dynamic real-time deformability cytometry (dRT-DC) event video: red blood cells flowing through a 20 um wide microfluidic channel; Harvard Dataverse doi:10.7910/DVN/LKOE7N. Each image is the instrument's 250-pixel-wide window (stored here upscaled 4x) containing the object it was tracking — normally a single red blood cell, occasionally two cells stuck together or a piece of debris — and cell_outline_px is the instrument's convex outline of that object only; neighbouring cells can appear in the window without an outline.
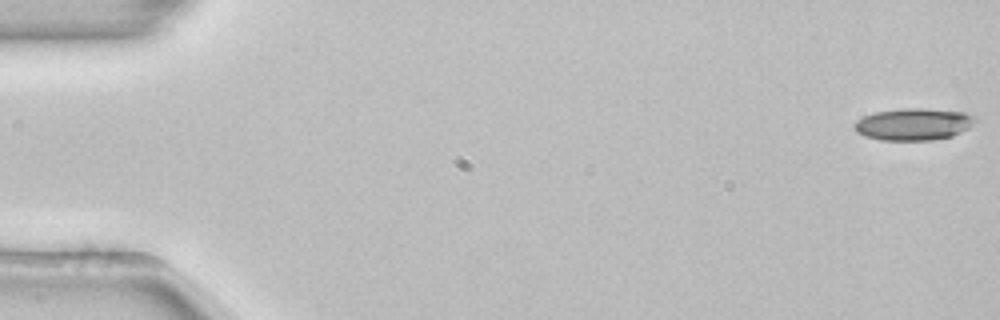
{"species": "common noctule bat (a hibernating species)", "species_latin": "Nyctalus noctula", "temperature_condition": "room temperature", "stored_images_in_passage": 53, "camera_frame_rate_fps": 3000, "um_per_image_px": 0.085, "animal": {"sex": "female", "body_mass_g": 22.7, "forearm_length_mm": 54.2}, "frame": {"image": 1, "passage_image": 1, "time_ms": 0.0, "image_size_px": [1000, 320], "cell_outline_px": [[976, 120], [968, 128], [952, 136], [932, 140], [880, 140], [864, 136], [856, 132], [852, 128], [852, 124], [856, 120], [864, 116], [876, 112], [900, 108], [924, 108], [964, 112], [976, 116]], "centroid_in_image_um": [77.61, 10.55], "position_along_channel_um": 7.4, "area_um2": 22.72}}
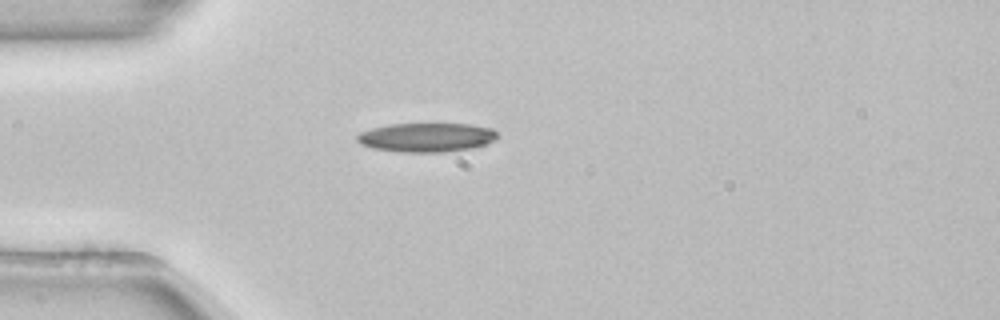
{"frame": {"image": 2, "passage_image": 15, "time_ms": 4.667, "image_size_px": [1000, 320], "cell_outline_px": [[500, 136], [496, 140], [472, 148], [444, 152], [396, 152], [372, 148], [360, 144], [356, 140], [356, 136], [360, 132], [372, 128], [392, 124], [472, 124], [492, 128]], "centroid_in_image_um": [36.26, 11.68], "position_along_channel_um": 48.7, "area_um2": 23.93}}
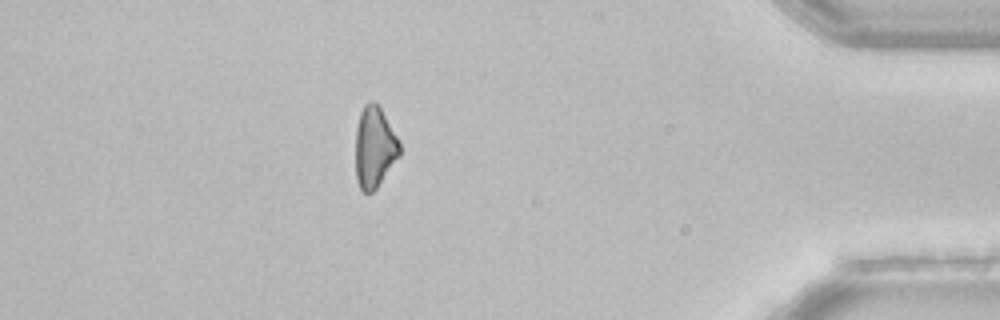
{"frame": {"image": 3, "passage_image": 47, "time_ms": 15.333, "image_size_px": [1000, 320], "cell_outline_px": [[400, 156], [376, 188], [372, 192], [364, 192], [360, 188], [356, 180], [356, 128], [360, 112], [364, 104], [368, 100], [372, 100], [380, 108], [396, 136], [400, 144]], "centroid_in_image_um": [31.81, 12.52], "position_along_channel_um": 403.4, "area_um2": 20.63}}